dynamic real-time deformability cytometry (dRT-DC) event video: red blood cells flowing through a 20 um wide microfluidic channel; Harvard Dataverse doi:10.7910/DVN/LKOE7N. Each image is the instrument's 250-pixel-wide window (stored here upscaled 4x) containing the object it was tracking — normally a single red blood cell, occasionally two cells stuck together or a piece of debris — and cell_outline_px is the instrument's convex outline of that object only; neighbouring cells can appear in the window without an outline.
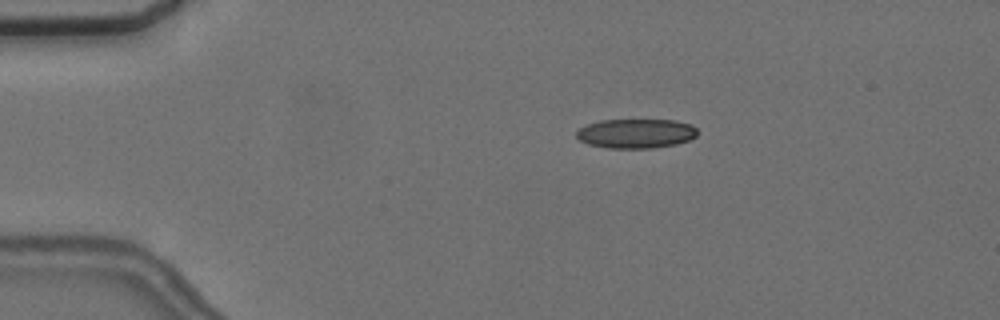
{"species": "common noctule bat (a hibernating species)", "species_latin": "Nyctalus noctula", "temperature_condition": "cold", "stored_images_in_passage": 6, "camera_frame_rate_fps": 3000, "um_per_image_px": 0.085, "animal": {"sex": "female", "body_mass_g": 24.6, "forearm_length_mm": 56.2}, "frame": {"image": 1, "passage_image": 3, "time_ms": 3.333, "image_size_px": [1000, 320], "cell_outline_px": [[696, 136], [688, 140], [676, 144], [652, 148], [608, 148], [588, 144], [580, 140], [576, 136], [576, 132], [580, 128], [588, 124], [600, 120], [676, 120], [692, 124], [696, 128]], "centroid_in_image_um": [54.06, 11.34], "position_along_channel_um": 30.9, "area_um2": 20.69}}
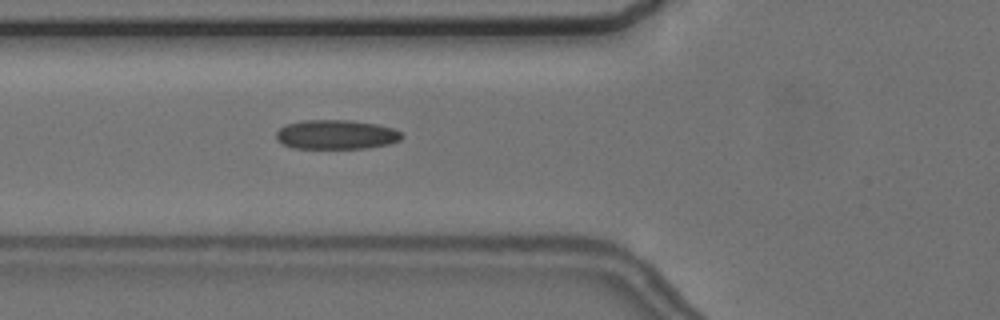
{"frame": {"image": 2, "passage_image": 6, "time_ms": 6.667, "image_size_px": [1000, 320], "cell_outline_px": [[404, 136], [400, 140], [388, 144], [368, 148], [292, 148], [276, 140], [276, 132], [280, 128], [288, 124], [304, 120], [348, 120], [376, 124], [392, 128], [400, 132]], "centroid_in_image_um": [28.57, 11.44], "position_along_channel_um": 97.2, "area_um2": 21.39}}